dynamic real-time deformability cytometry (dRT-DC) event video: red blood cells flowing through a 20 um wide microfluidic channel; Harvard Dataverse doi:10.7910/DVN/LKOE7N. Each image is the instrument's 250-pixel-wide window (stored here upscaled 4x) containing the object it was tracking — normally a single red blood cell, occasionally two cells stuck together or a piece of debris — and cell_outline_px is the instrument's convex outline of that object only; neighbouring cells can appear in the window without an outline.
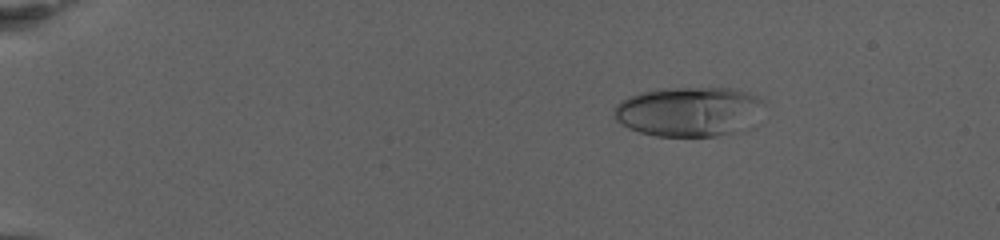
{"species": "human", "species_latin": "Homo sapiens", "temperature_condition": "warm", "stored_images_in_passage": 76, "camera_frame_rate_fps": 3000, "um_per_image_px": 0.085, "donor": {"sex": "female"}, "frame": {"image": 1, "passage_image": 14, "time_ms": 4.333, "image_size_px": [1000, 240], "cell_outline_px": [[756, 100], [736, 132], [716, 136], [656, 136], [640, 132], [628, 128], [620, 124], [612, 116], [612, 112], [616, 104], [620, 100], [628, 96], [640, 92], [656, 88], [736, 88], [748, 92], [756, 96]], "centroid_in_image_um": [58.21, 9.46], "position_along_channel_um": 26.8, "area_um2": 41.67}}
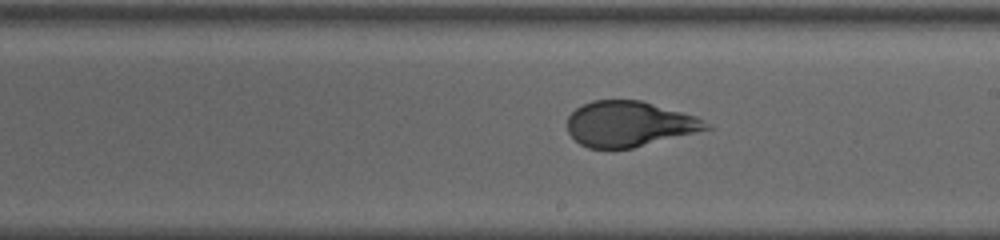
{"frame": {"image": 2, "passage_image": 47, "time_ms": 15.333, "image_size_px": [1000, 240], "cell_outline_px": [[712, 128], [632, 148], [588, 148], [580, 144], [568, 132], [568, 116], [576, 108], [592, 100], [640, 100], [696, 116], [708, 124]], "centroid_in_image_um": [53.45, 10.53], "position_along_channel_um": 235.5, "area_um2": 36.3}}
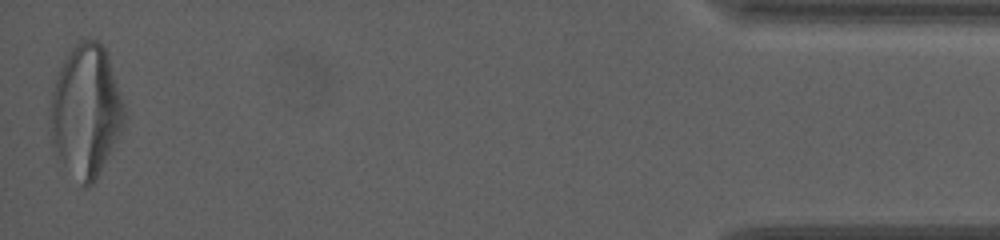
{"frame": {"image": 3, "passage_image": 75, "time_ms": 24.667, "image_size_px": [1000, 240], "cell_outline_px": [[128, 116], [100, 172], [92, 184], [84, 188], [80, 184], [64, 164], [52, 148], [48, 116], [52, 92], [60, 68], [64, 60], [72, 48], [80, 40], [96, 40], [104, 48], [124, 104]], "centroid_in_image_um": [7.28, 9.47], "position_along_channel_um": 427.9, "area_um2": 56.53}, "authors_computed_cell_mechanics": {"area_um2": 40.6045, "velocity_mm_per_s": 2.8686, "shape_relaxation_time_tau1_ms": 5.9794, "shape_relaxation_time_tau2_ms": 1.0712, "deformation_change_tau1": 0.2065, "deformation_change_tau2": 0.0673}}